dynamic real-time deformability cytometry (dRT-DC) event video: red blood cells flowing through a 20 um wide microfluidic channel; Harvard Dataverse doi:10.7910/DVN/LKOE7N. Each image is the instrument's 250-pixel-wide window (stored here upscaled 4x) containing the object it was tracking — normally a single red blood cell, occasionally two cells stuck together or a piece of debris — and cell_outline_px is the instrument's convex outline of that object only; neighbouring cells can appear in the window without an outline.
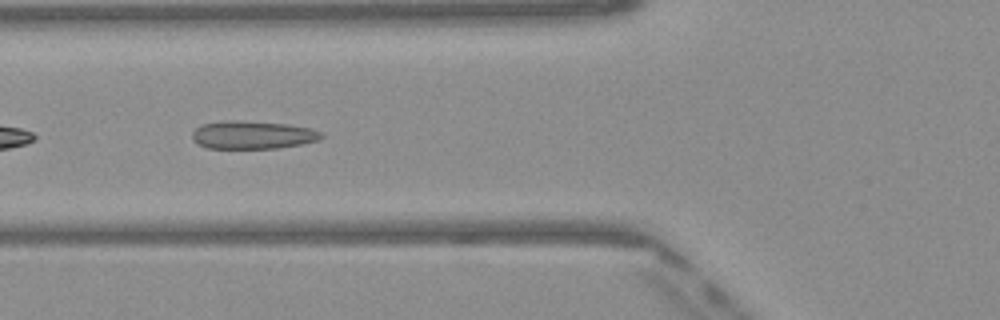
{"species": "Egyptian fruit bat (a non-hibernating species)", "species_latin": "Rousettus aegyptiacus", "temperature_condition": "warm", "stored_images_in_passage": 13, "camera_frame_rate_fps": 3000, "um_per_image_px": 0.085, "frame": {"image": 1, "passage_image": 8, "time_ms": 2.333, "image_size_px": [1000, 320], "cell_outline_px": [[324, 136], [320, 140], [300, 144], [276, 148], [208, 148], [196, 144], [192, 140], [192, 132], [200, 124], [224, 120], [236, 120], [288, 124], [312, 128], [324, 132]], "centroid_in_image_um": [21.47, 11.46], "position_along_channel_um": 104.3, "area_um2": 21.39}}
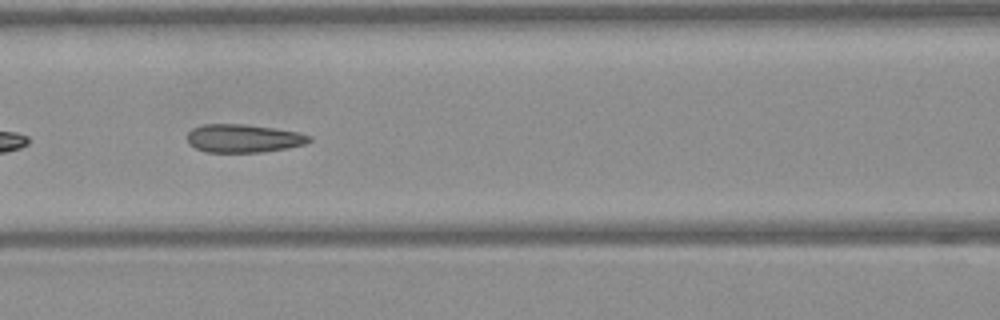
{"frame": {"image": 2, "passage_image": 11, "time_ms": 3.333, "image_size_px": [1000, 320], "cell_outline_px": [[312, 140], [304, 144], [288, 148], [260, 152], [208, 152], [196, 148], [188, 144], [188, 132], [192, 128], [204, 124], [244, 124], [300, 132], [312, 136]], "centroid_in_image_um": [20.7, 11.76], "position_along_channel_um": 145.9, "area_um2": 20.06}}